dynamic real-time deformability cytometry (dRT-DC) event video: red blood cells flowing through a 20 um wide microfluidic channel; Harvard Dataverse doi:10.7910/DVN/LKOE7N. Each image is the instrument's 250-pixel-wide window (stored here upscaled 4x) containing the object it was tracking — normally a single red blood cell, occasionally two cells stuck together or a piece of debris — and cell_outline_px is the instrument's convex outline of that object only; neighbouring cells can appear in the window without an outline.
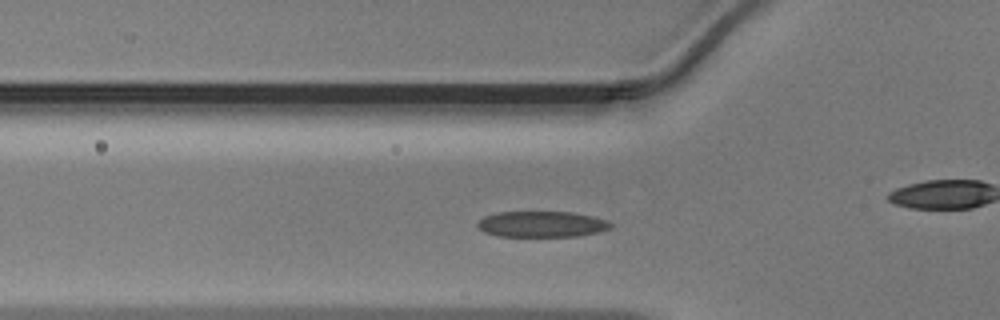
{"species": "Egyptian fruit bat (a non-hibernating species)", "species_latin": "Rousettus aegyptiacus", "temperature_condition": "warm", "stored_images_in_passage": 36, "camera_frame_rate_fps": 3000, "um_per_image_px": 0.085, "animal": {"sex": "male"}, "frame": {"image": 1, "passage_image": 11, "time_ms": 3.333, "image_size_px": [1000, 320], "cell_outline_px": [[612, 228], [596, 232], [576, 236], [496, 236], [484, 232], [476, 224], [484, 216], [496, 212], [572, 212], [592, 216], [608, 220], [612, 224]], "centroid_in_image_um": [46.04, 19.05], "position_along_channel_um": 79.8, "area_um2": 20.06}}
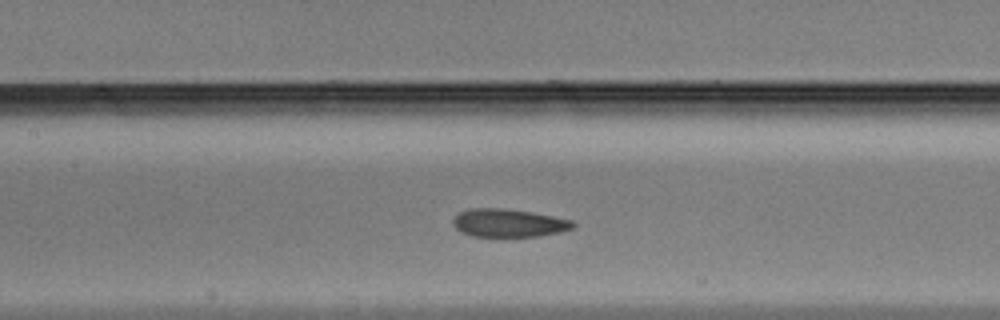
{"frame": {"image": 2, "passage_image": 17, "time_ms": 5.333, "image_size_px": [1000, 320], "cell_outline_px": [[576, 224], [572, 228], [560, 232], [540, 236], [472, 236], [460, 232], [452, 224], [452, 220], [460, 212], [468, 208], [504, 208], [532, 212], [572, 220]], "centroid_in_image_um": [43.21, 18.95], "position_along_channel_um": 164.2, "area_um2": 19.65}}
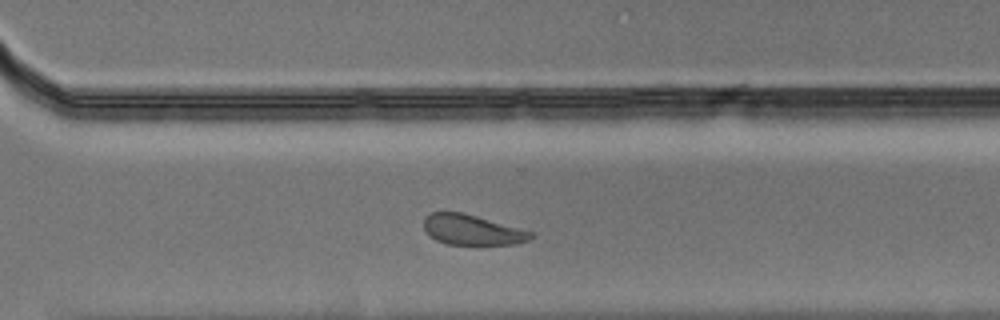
{"frame": {"image": 3, "passage_image": 29, "time_ms": 9.333, "image_size_px": [1000, 320], "cell_outline_px": [[536, 236], [528, 240], [516, 244], [448, 244], [436, 240], [424, 232], [424, 216], [432, 212], [464, 212], [536, 232]], "centroid_in_image_um": [40.16, 19.52], "position_along_channel_um": 330.4, "area_um2": 19.19}}